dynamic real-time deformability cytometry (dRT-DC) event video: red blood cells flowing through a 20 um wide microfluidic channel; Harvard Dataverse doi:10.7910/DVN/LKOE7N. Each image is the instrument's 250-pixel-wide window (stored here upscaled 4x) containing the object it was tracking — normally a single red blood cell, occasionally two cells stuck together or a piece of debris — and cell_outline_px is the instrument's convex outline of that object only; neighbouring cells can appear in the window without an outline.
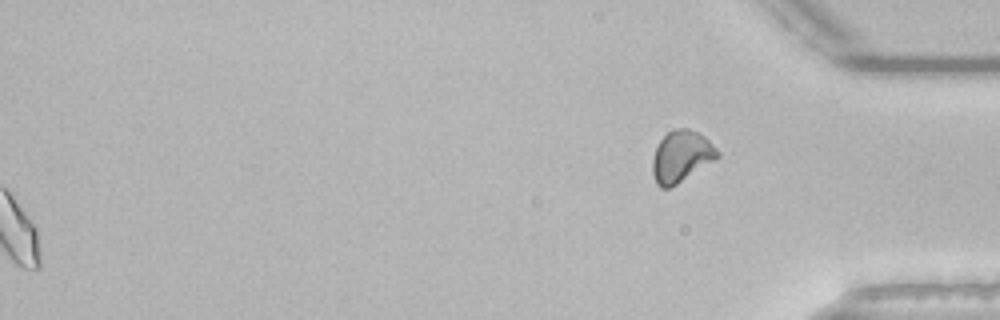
{"species": "common noctule bat (a hibernating species)", "species_latin": "Nyctalus noctula", "temperature_condition": "room temperature", "stored_images_in_passage": 54, "segment_of_instrument_passage": [2, 2], "camera_frame_rate_fps": 3000, "um_per_image_px": 0.085, "animal": {"sex": "male", "body_mass_g": 21.5, "forearm_length_mm": 52.0}, "frame": {"image": 1, "passage_image": 54, "time_ms": 17.667, "image_size_px": [1000, 320], "cell_outline_px": [[720, 156], [716, 160], [676, 184], [668, 188], [660, 188], [656, 184], [652, 172], [652, 160], [656, 148], [660, 140], [668, 132], [676, 128], [688, 128], [704, 136], [720, 152]], "centroid_in_image_um": [57.91, 13.3], "position_along_channel_um": 377.3, "area_um2": 19.42}}